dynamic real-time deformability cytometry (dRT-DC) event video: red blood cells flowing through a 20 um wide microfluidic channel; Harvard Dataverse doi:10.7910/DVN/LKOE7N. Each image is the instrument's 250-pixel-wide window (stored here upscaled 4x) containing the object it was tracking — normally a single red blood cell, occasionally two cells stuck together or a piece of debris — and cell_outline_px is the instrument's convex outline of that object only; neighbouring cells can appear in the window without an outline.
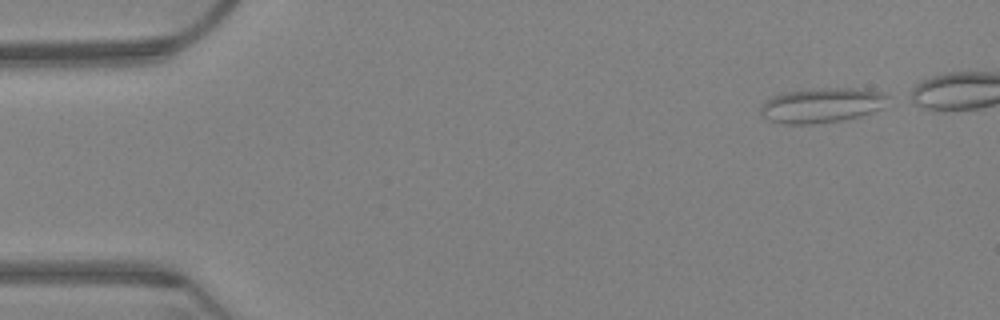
{"species": "Egyptian fruit bat (a non-hibernating species)", "species_latin": "Rousettus aegyptiacus", "temperature_condition": "warm", "stored_images_in_passage": 23, "camera_frame_rate_fps": 3000, "um_per_image_px": 0.085, "animal": {"sex": "female"}, "frame": {"image": 1, "passage_image": 1, "time_ms": 0.0, "image_size_px": [1000, 320], "cell_outline_px": [[892, 96], [880, 108], [860, 116], [844, 120], [808, 124], [784, 124], [768, 120], [760, 112], [760, 104], [764, 100], [772, 96], [784, 92], [820, 88], [864, 88], [884, 92]], "centroid_in_image_um": [69.85, 8.93], "position_along_channel_um": 15.1, "area_um2": 26.13}}
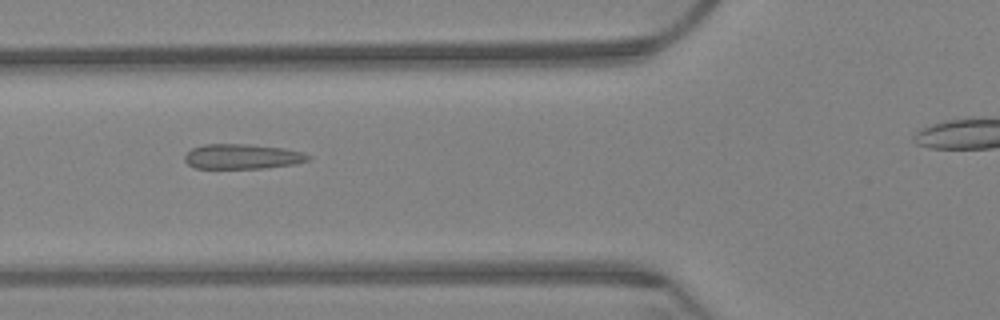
{"frame": {"image": 2, "passage_image": 20, "time_ms": 6.333, "image_size_px": [1000, 320], "cell_outline_px": [[312, 156], [308, 160], [296, 164], [264, 168], [196, 168], [188, 164], [184, 160], [184, 156], [192, 148], [204, 144], [248, 144], [284, 148], [300, 152]], "centroid_in_image_um": [20.59, 13.3], "position_along_channel_um": 105.2, "area_um2": 17.92}}
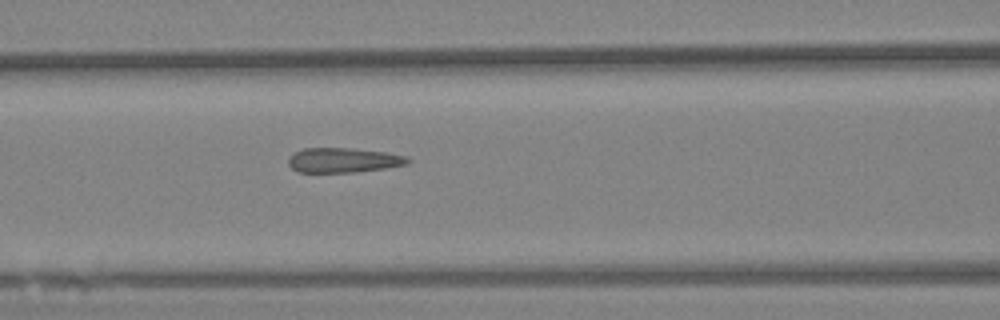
{"frame": {"image": 3, "passage_image": 23, "time_ms": 7.333, "image_size_px": [1000, 320], "cell_outline_px": [[412, 160], [408, 164], [384, 168], [356, 172], [296, 172], [288, 164], [288, 156], [304, 148], [352, 148], [384, 152], [408, 156]], "centroid_in_image_um": [29.19, 13.61], "position_along_channel_um": 137.4, "area_um2": 17.28}}